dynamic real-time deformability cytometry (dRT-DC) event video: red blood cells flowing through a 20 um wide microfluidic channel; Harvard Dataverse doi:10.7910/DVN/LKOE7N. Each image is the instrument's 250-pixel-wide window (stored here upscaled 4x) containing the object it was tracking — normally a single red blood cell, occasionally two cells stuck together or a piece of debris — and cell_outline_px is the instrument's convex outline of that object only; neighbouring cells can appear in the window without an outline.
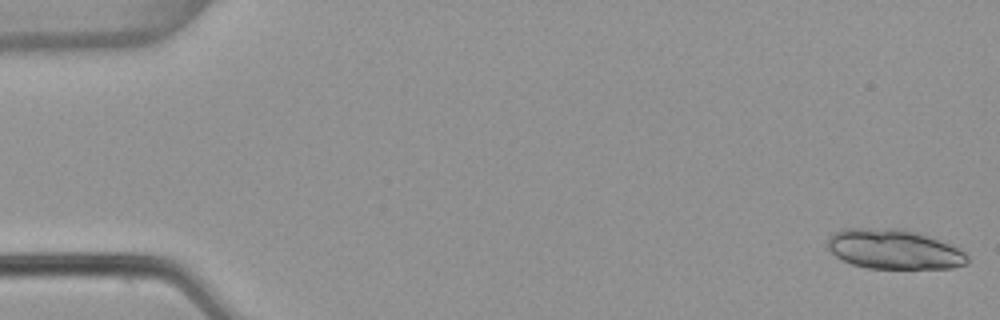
{"species": "common noctule bat (a hibernating species)", "species_latin": "Nyctalus noctula", "temperature_condition": "warm", "stored_images_in_passage": 20, "camera_frame_rate_fps": 3000, "um_per_image_px": 0.085, "animal": {"sex": "female", "body_mass_g": 22.7, "forearm_length_mm": 54.2}, "frame": {"image": 1, "passage_image": 1, "time_ms": 0.0, "image_size_px": [1000, 320], "cell_outline_px": [[968, 264], [952, 268], [868, 268], [852, 264], [836, 256], [824, 244], [828, 236], [844, 228], [904, 228], [928, 236], [948, 244], [964, 252], [968, 256]], "centroid_in_image_um": [75.94, 21.18], "position_along_channel_um": 9.1, "area_um2": 32.37}}